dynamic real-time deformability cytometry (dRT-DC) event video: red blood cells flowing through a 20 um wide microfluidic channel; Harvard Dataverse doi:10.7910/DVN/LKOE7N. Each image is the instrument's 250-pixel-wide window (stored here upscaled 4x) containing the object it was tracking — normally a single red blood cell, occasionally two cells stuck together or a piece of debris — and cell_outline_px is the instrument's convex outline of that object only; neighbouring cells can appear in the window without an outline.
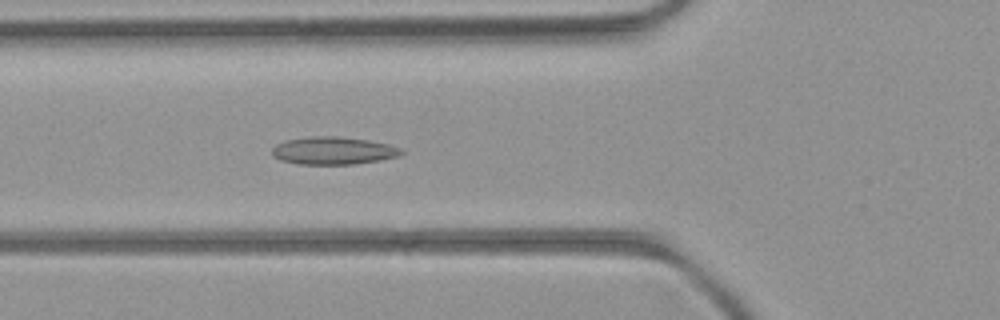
{"species": "common noctule bat (a hibernating species)", "species_latin": "Nyctalus noctula", "temperature_condition": "room temperature", "stored_images_in_passage": 43, "camera_frame_rate_fps": 3000, "um_per_image_px": 0.085, "animal": {"sex": "female", "body_mass_g": 21.9}, "frame": {"image": 1, "passage_image": 10, "time_ms": 3.0, "image_size_px": [1000, 320], "cell_outline_px": [[404, 152], [400, 156], [380, 160], [352, 164], [300, 164], [280, 160], [272, 156], [272, 148], [276, 144], [284, 140], [312, 136], [340, 136], [368, 140], [388, 144], [404, 148]], "centroid_in_image_um": [28.34, 12.8], "position_along_channel_um": 97.5, "area_um2": 21.04}}
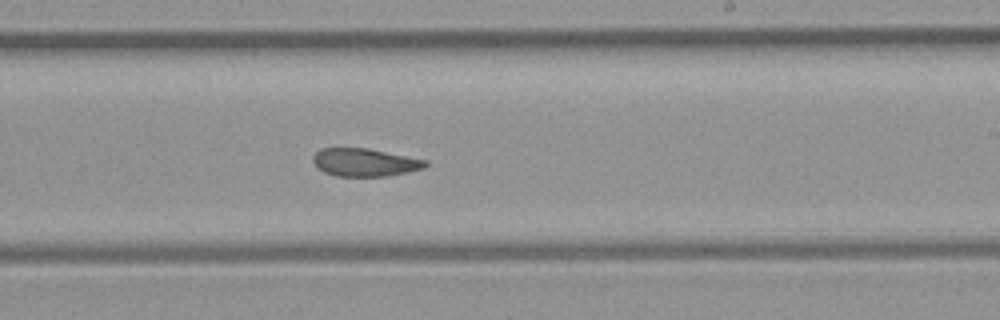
{"frame": {"image": 2, "passage_image": 22, "time_ms": 7.0, "image_size_px": [1000, 320], "cell_outline_px": [[428, 164], [424, 168], [408, 172], [388, 176], [336, 176], [324, 172], [316, 168], [312, 160], [312, 156], [320, 148], [368, 148], [428, 160]], "centroid_in_image_um": [30.99, 13.8], "position_along_channel_um": 258.0, "area_um2": 18.5}}
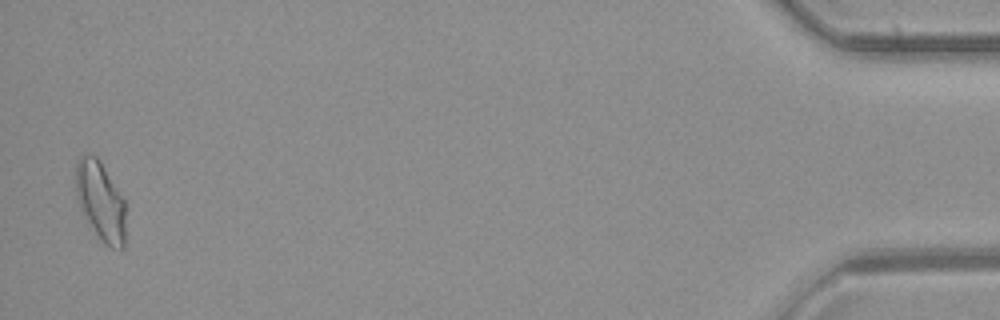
{"frame": {"image": 3, "passage_image": 42, "time_ms": 13.667, "image_size_px": [1000, 320], "cell_outline_px": [[124, 248], [120, 252], [104, 244], [100, 240], [84, 216], [80, 208], [76, 196], [76, 164], [80, 156], [88, 152], [96, 156], [100, 160], [124, 200]], "centroid_in_image_um": [8.53, 17.1], "position_along_channel_um": 426.7, "area_um2": 23.0}, "authors_computed_cell_mechanics": {"area_um2": 19.941, "velocity_mm_per_s": 3.9966, "shape_relaxation_time_tau1_ms": null, "shape_relaxation_time_tau2_ms": 4.6473, "deformation_change_tau1": null, "deformation_change_tau2": 0.1231}}